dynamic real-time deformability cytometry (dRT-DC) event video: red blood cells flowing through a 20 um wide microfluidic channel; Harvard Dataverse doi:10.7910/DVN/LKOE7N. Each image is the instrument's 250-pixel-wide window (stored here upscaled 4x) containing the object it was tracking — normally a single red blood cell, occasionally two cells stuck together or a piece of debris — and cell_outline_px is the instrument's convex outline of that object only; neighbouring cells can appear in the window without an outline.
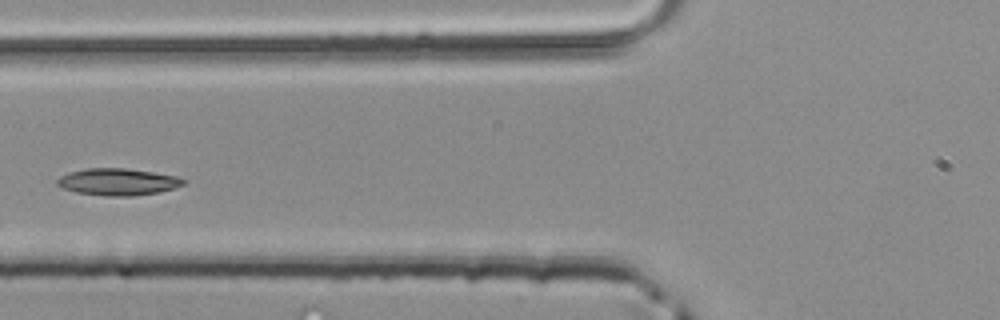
{"species": "common noctule bat (a hibernating species)", "species_latin": "Nyctalus noctula", "temperature_condition": "room temperature", "stored_images_in_passage": 2, "camera_frame_rate_fps": 3000, "um_per_image_px": 0.085, "animal": {"sex": "male", "body_mass_g": 20.4}, "frame": {"image": 1, "passage_image": 2, "time_ms": 0.333, "image_size_px": [1000, 320], "cell_outline_px": [[188, 180], [184, 184], [172, 188], [156, 192], [132, 196], [108, 196], [76, 192], [60, 188], [56, 184], [56, 180], [60, 176], [68, 172], [88, 168], [124, 168], [152, 172], [176, 176]], "centroid_in_image_um": [9.96, 15.45], "position_along_channel_um": 115.8, "area_um2": 19.71}}